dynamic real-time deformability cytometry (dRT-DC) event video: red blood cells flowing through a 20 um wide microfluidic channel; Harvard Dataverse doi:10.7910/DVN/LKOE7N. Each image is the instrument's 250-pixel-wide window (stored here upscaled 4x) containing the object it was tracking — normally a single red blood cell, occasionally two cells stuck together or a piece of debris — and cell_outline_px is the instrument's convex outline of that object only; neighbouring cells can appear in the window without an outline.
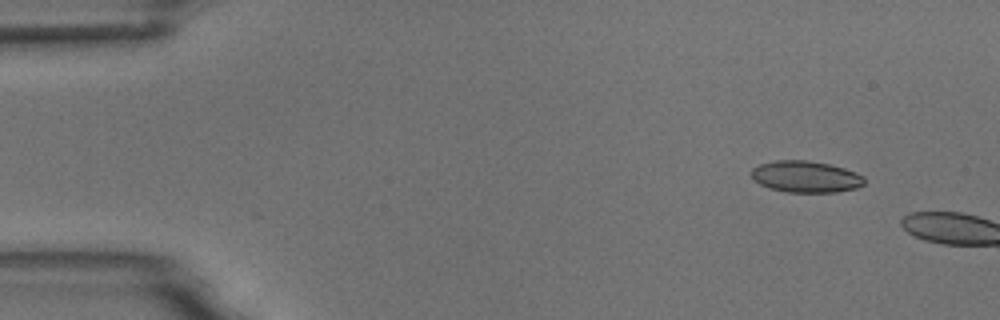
{"species": "common noctule bat (a hibernating species)", "species_latin": "Nyctalus noctula", "temperature_condition": "room temperature", "stored_images_in_passage": 3, "camera_frame_rate_fps": 3000, "um_per_image_px": 0.085, "animal": {"sex": "male", "body_mass_g": 18.8}, "frame": {"image": 1, "passage_image": 2, "time_ms": 1.333, "image_size_px": [1000, 320], "cell_outline_px": [[864, 184], [856, 188], [836, 192], [788, 192], [768, 188], [752, 180], [752, 168], [760, 164], [776, 160], [808, 160], [828, 164], [844, 168], [856, 172], [864, 176]], "centroid_in_image_um": [68.48, 15.02], "position_along_channel_um": 16.5, "area_um2": 20.81}}